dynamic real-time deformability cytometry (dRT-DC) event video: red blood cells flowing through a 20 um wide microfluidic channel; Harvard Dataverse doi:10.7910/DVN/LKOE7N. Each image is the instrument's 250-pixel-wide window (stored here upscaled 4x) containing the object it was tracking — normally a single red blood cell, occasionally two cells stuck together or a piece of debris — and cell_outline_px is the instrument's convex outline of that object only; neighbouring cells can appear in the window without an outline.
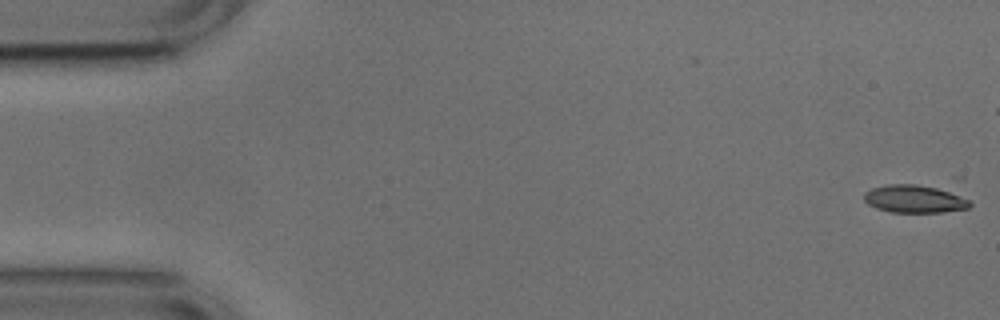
{"species": "common noctule bat (a hibernating species)", "species_latin": "Nyctalus noctula", "temperature_condition": "cold", "stored_images_in_passage": 16, "camera_frame_rate_fps": 3000, "um_per_image_px": 0.085, "animal": {"sex": "male", "body_mass_g": 17.9, "forearm_length_mm": 54.2}, "frame": {"image": 1, "passage_image": 1, "time_ms": 0.0, "image_size_px": [1000, 320], "cell_outline_px": [[972, 204], [968, 208], [944, 212], [892, 212], [876, 208], [868, 204], [864, 200], [864, 192], [872, 188], [888, 184], [952, 176], [964, 176]], "centroid_in_image_um": [78.32, 16.64], "position_along_channel_um": 6.7, "area_um2": 22.08}}